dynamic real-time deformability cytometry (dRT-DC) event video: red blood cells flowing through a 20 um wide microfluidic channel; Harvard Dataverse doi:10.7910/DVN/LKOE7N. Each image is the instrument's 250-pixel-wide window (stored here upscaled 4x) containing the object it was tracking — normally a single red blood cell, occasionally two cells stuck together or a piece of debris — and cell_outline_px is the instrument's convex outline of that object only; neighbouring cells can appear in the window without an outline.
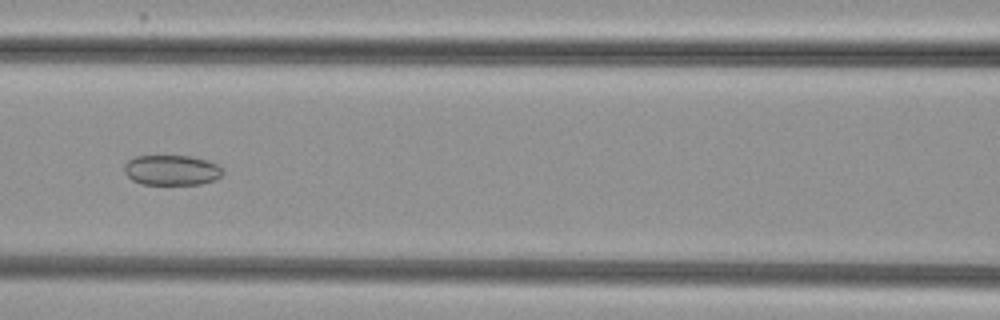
{"species": "common noctule bat (a hibernating species)", "species_latin": "Nyctalus noctula", "temperature_condition": "cold", "stored_images_in_passage": 51, "camera_frame_rate_fps": 3000, "um_per_image_px": 0.085, "animal": {"sex": "female", "body_mass_g": 29.2, "forearm_length_mm": 56.3}, "frame": {"image": 1, "passage_image": 22, "time_ms": 7.0, "image_size_px": [1000, 320], "cell_outline_px": [[224, 172], [216, 180], [200, 184], [140, 184], [132, 180], [124, 172], [124, 164], [128, 160], [136, 156], [192, 156], [208, 160], [216, 164]], "centroid_in_image_um": [14.58, 14.46], "position_along_channel_um": 152.0, "area_um2": 17.4}}
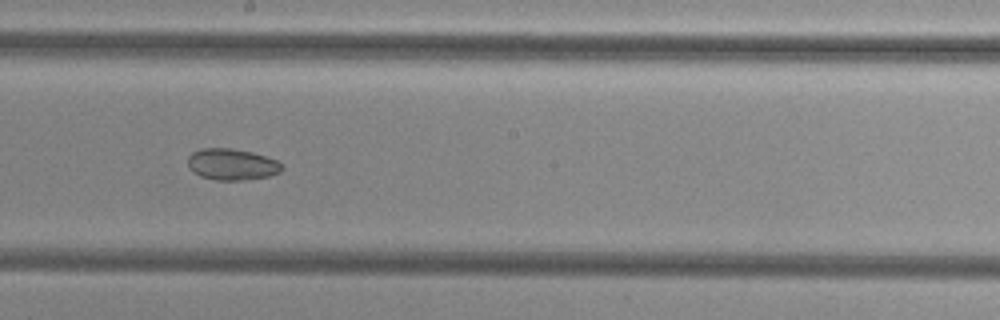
{"frame": {"image": 2, "passage_image": 28, "time_ms": 9.0, "image_size_px": [1000, 320], "cell_outline_px": [[284, 168], [280, 172], [268, 176], [240, 180], [216, 180], [200, 176], [188, 168], [188, 156], [192, 152], [200, 148], [232, 148], [252, 152], [276, 160], [284, 164]], "centroid_in_image_um": [19.7, 13.96], "position_along_channel_um": 228.5, "area_um2": 17.28}}
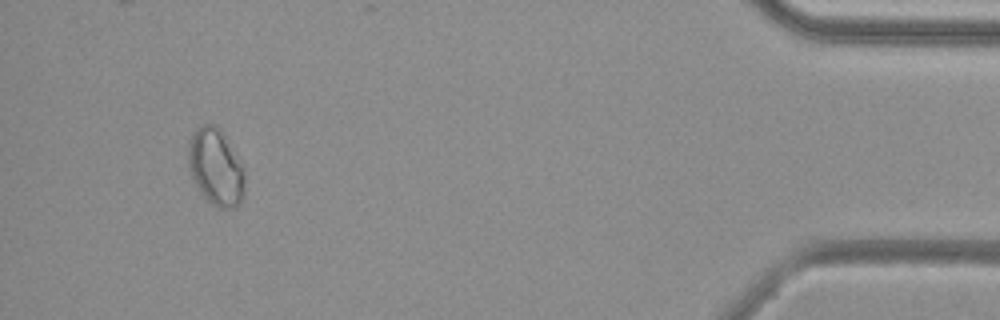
{"frame": {"image": 3, "passage_image": 48, "time_ms": 15.667, "image_size_px": [1000, 320], "cell_outline_px": [[244, 200], [236, 208], [216, 208], [200, 192], [192, 176], [188, 164], [188, 140], [192, 132], [200, 124], [216, 124], [220, 128], [244, 168]], "centroid_in_image_um": [18.34, 14.2], "position_along_channel_um": 416.9, "area_um2": 25.55}, "authors_computed_cell_mechanics": {"area_um2": 22.1374, "velocity_mm_per_s": 3.8345, "shape_relaxation_time_tau1_ms": null, "shape_relaxation_time_tau2_ms": 10.6797, "deformation_change_tau1": null, "deformation_change_tau2": 0.1077}}